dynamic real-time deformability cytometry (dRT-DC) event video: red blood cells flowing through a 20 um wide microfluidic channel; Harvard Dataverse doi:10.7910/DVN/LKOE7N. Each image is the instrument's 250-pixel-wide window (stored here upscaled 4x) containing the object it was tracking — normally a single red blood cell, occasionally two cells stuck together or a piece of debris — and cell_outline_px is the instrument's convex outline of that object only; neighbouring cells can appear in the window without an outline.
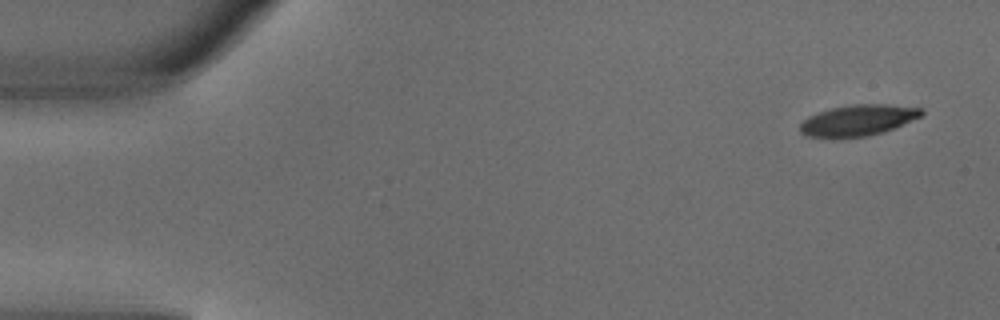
{"species": "common noctule bat (a hibernating species)", "species_latin": "Nyctalus noctula", "temperature_condition": "warm", "stored_images_in_passage": 4, "camera_frame_rate_fps": 3000, "um_per_image_px": 0.085, "animal": {"sex": "male", "body_mass_g": 18.8}, "frame": {"image": 1, "passage_image": 1, "time_ms": 0.0, "image_size_px": [1000, 320], "cell_outline_px": [[924, 116], [884, 132], [864, 136], [804, 136], [800, 132], [800, 124], [808, 116], [832, 108], [852, 104], [888, 104], [924, 108]], "centroid_in_image_um": [73.01, 10.19], "position_along_channel_um": 12.0, "area_um2": 21.73}}
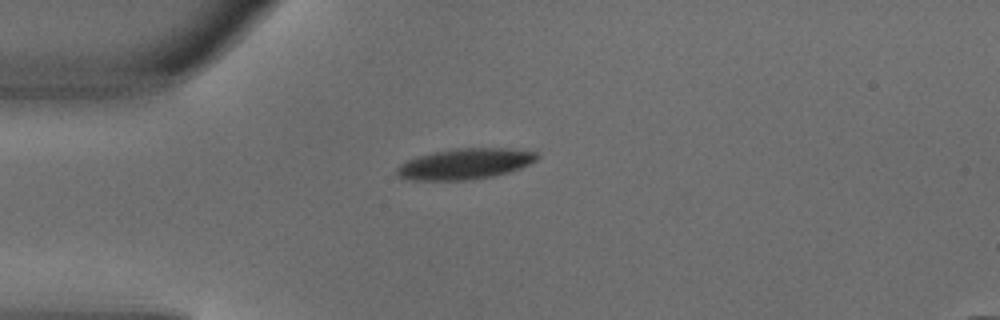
{"frame": {"image": 2, "passage_image": 4, "time_ms": 1.0, "image_size_px": [1000, 320], "cell_outline_px": [[540, 156], [536, 160], [520, 168], [508, 172], [492, 176], [464, 180], [412, 180], [400, 176], [396, 172], [396, 168], [400, 164], [416, 156], [432, 152], [456, 148], [508, 148], [536, 152]], "centroid_in_image_um": [39.52, 13.91], "position_along_channel_um": 45.5, "area_um2": 24.97}}